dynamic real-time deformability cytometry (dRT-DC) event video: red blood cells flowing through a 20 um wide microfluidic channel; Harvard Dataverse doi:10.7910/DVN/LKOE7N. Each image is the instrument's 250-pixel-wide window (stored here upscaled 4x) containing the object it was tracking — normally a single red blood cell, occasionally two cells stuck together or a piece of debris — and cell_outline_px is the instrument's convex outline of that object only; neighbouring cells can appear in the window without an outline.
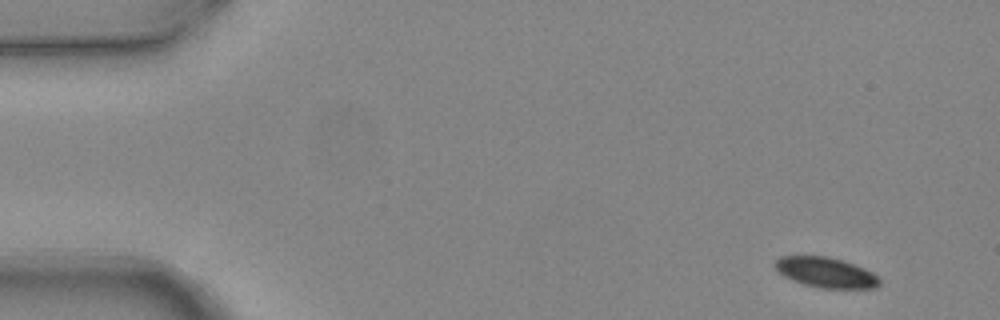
{"species": "common noctule bat (a hibernating species)", "species_latin": "Nyctalus noctula", "temperature_condition": "warm", "stored_images_in_passage": 4, "camera_frame_rate_fps": 3000, "um_per_image_px": 0.085, "animal": {"sex": "female", "body_mass_g": 24.6, "forearm_length_mm": 56.2}, "frame": {"image": 1, "passage_image": 1, "time_ms": 0.0, "image_size_px": [1000, 320], "cell_outline_px": [[880, 284], [876, 288], [820, 288], [804, 284], [792, 280], [776, 272], [776, 260], [780, 256], [828, 256], [864, 268], [872, 272], [880, 280]], "centroid_in_image_um": [70.18, 23.16], "position_along_channel_um": 14.8, "area_um2": 18.26}}
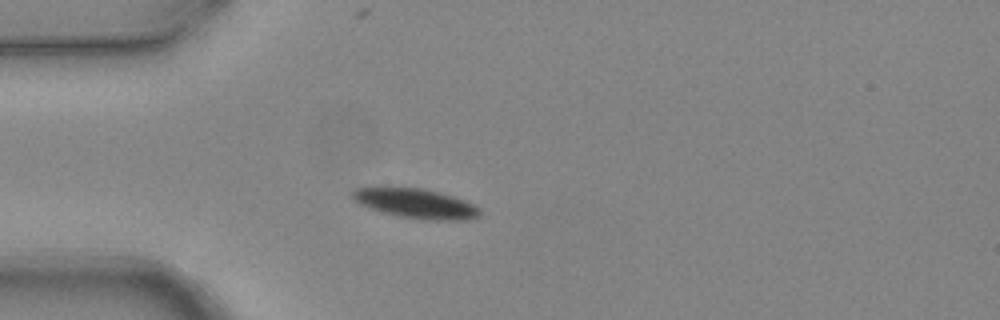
{"frame": {"image": 2, "passage_image": 4, "time_ms": 1.0, "image_size_px": [1000, 320], "cell_outline_px": [[480, 216], [468, 220], [424, 220], [400, 216], [368, 208], [352, 200], [352, 192], [356, 188], [424, 188], [440, 192], [464, 200], [480, 208]], "centroid_in_image_um": [35.37, 17.31], "position_along_channel_um": 49.6, "area_um2": 21.85}}